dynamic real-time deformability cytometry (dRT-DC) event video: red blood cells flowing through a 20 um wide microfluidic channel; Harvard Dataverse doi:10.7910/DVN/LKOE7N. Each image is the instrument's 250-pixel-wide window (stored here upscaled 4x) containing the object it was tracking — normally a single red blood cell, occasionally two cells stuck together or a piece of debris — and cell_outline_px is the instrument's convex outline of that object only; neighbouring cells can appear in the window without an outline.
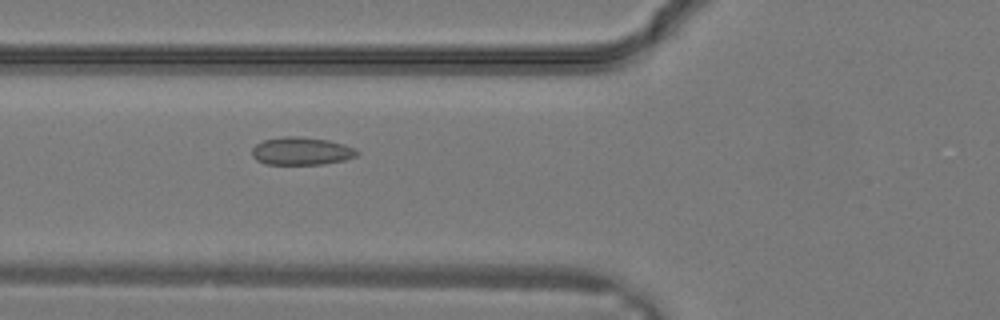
{"species": "common noctule bat (a hibernating species)", "species_latin": "Nyctalus noctula", "temperature_condition": "warm", "stored_images_in_passage": 2, "camera_frame_rate_fps": 3000, "um_per_image_px": 0.085, "animal": {"sex": "male", "body_mass_g": 19.2, "forearm_length_mm": 51.8}, "frame": {"image": 1, "passage_image": 2, "time_ms": 0.333, "image_size_px": [1000, 320], "cell_outline_px": [[360, 152], [356, 156], [344, 160], [324, 164], [264, 164], [256, 160], [252, 156], [252, 148], [256, 144], [264, 140], [288, 136], [300, 136], [328, 140], [344, 144], [356, 148]], "centroid_in_image_um": [25.63, 12.84], "position_along_channel_um": 100.2, "area_um2": 17.11}}